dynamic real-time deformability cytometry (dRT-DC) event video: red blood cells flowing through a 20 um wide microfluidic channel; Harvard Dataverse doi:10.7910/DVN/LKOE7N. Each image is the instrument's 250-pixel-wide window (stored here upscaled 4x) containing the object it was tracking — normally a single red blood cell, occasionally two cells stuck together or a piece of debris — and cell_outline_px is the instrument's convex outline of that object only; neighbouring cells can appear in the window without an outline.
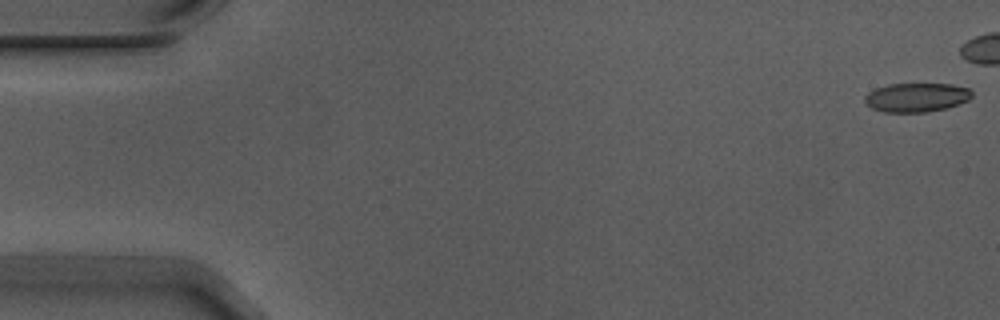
{"species": "Egyptian fruit bat (a non-hibernating species)", "species_latin": "Rousettus aegyptiacus", "temperature_condition": "warm", "stored_images_in_passage": 6, "camera_frame_rate_fps": 3000, "um_per_image_px": 0.085, "animal": {"sex": "male"}, "frame": {"image": 1, "passage_image": 1, "time_ms": 0.0, "image_size_px": [1000, 320], "cell_outline_px": [[972, 96], [968, 100], [944, 108], [928, 112], [884, 112], [872, 108], [864, 100], [864, 96], [868, 92], [876, 88], [888, 84], [952, 84], [968, 88], [972, 92]], "centroid_in_image_um": [77.88, 8.27], "position_along_channel_um": 7.1, "area_um2": 17.98}}
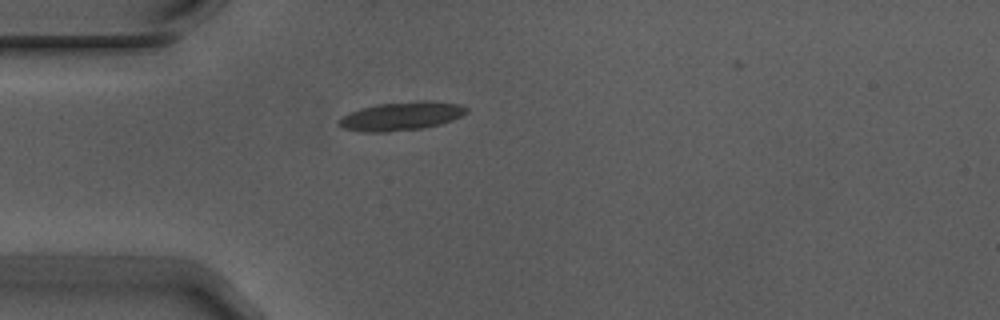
{"frame": {"image": 2, "passage_image": 6, "time_ms": 1.667, "image_size_px": [1000, 320], "cell_outline_px": [[468, 112], [452, 120], [440, 124], [424, 128], [384, 132], [360, 132], [344, 128], [336, 124], [344, 116], [360, 108], [376, 104], [420, 100], [424, 100], [460, 104], [468, 108]], "centroid_in_image_um": [34.13, 9.87], "position_along_channel_um": 50.9, "area_um2": 21.21}}